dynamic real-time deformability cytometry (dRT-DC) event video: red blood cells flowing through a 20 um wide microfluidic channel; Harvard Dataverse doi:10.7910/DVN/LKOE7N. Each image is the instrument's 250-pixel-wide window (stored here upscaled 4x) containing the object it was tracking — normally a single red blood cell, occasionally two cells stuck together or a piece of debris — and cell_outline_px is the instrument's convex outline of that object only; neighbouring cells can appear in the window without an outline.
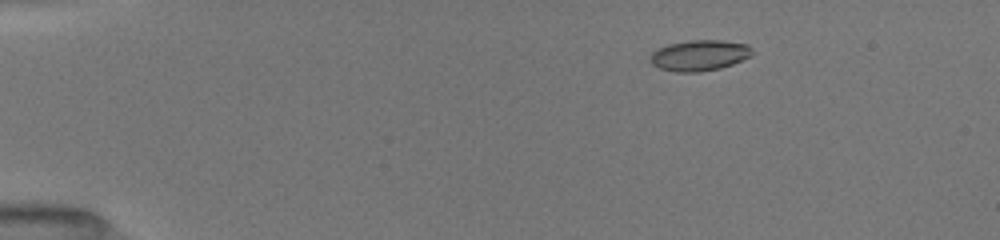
{"species": "common noctule bat (a hibernating species)", "species_latin": "Nyctalus noctula", "temperature_condition": "room temperature", "stored_images_in_passage": 52, "camera_frame_rate_fps": 3000, "um_per_image_px": 0.085, "animal": {"sex": "female", "body_mass_g": 19.5, "forearm_length_mm": 54.1}, "frame": {"image": 1, "passage_image": 9, "time_ms": 2.667, "image_size_px": [1000, 240], "cell_outline_px": [[752, 56], [732, 64], [720, 68], [700, 72], [676, 72], [660, 68], [652, 64], [648, 60], [648, 56], [656, 48], [668, 44], [688, 40], [720, 40], [748, 44], [752, 48]], "centroid_in_image_um": [59.42, 4.7], "position_along_channel_um": 25.6, "area_um2": 18.55}}
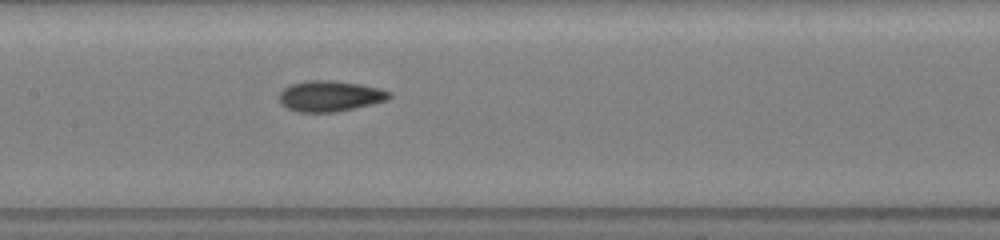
{"frame": {"image": 2, "passage_image": 26, "time_ms": 8.667, "image_size_px": [1000, 240], "cell_outline_px": [[392, 96], [388, 100], [372, 104], [336, 112], [296, 112], [280, 104], [280, 92], [288, 84], [304, 80], [332, 80], [360, 84], [380, 88], [392, 92]], "centroid_in_image_um": [28.05, 8.16], "position_along_channel_um": 179.4, "area_um2": 20.0}}
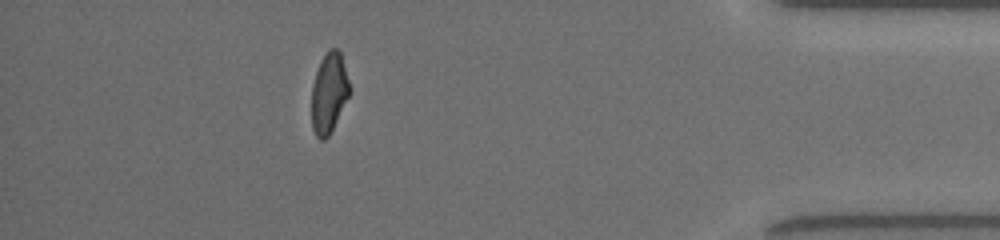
{"frame": {"image": 3, "passage_image": 47, "time_ms": 15.333, "image_size_px": [1000, 240], "cell_outline_px": [[352, 92], [328, 136], [324, 140], [320, 140], [316, 136], [312, 128], [312, 84], [320, 60], [328, 48], [336, 48], [340, 52], [352, 88]], "centroid_in_image_um": [27.99, 7.87], "position_along_channel_um": 407.2, "area_um2": 18.03}, "authors_computed_cell_mechanics": {"area_um2": 18.5538, "velocity_mm_per_s": 4.0447, "shape_relaxation_time_tau1_ms": 3.2326, "shape_relaxation_time_tau2_ms": 1.8955, "deformation_change_tau1": 0.1593, "deformation_change_tau2": 0.0827}}